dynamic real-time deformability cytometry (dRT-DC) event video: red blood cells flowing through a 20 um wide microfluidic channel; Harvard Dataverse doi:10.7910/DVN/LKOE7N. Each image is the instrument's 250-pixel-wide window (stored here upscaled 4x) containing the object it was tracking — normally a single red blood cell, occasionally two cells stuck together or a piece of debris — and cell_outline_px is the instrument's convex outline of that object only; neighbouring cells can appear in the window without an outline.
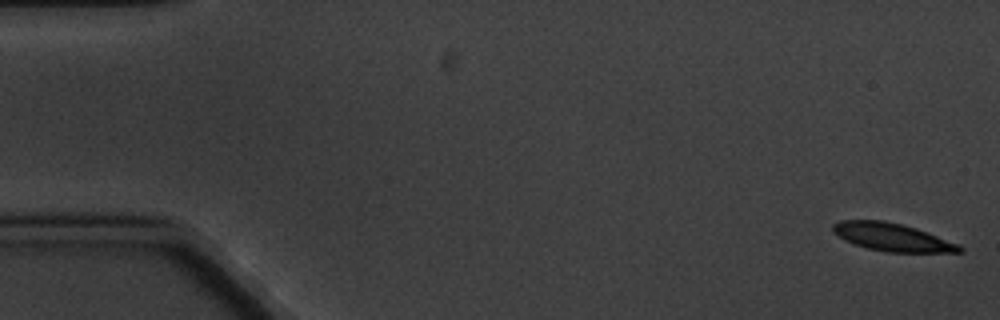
{"species": "common noctule bat (a hibernating species)", "species_latin": "Nyctalus noctula", "temperature_condition": "cold", "stored_images_in_passage": 5, "camera_frame_rate_fps": 3000, "um_per_image_px": 0.085, "animal": {"sex": "male", "body_mass_g": 20.1, "forearm_length_mm": 53.5}, "frame": {"image": 1, "passage_image": 1, "time_ms": 0.0, "image_size_px": [1000, 320], "cell_outline_px": [[964, 252], [884, 252], [868, 248], [844, 240], [832, 232], [832, 224], [840, 220], [884, 220], [916, 228], [928, 232], [960, 244], [964, 248]], "centroid_in_image_um": [75.85, 20.15], "position_along_channel_um": 9.2, "area_um2": 20.69}}
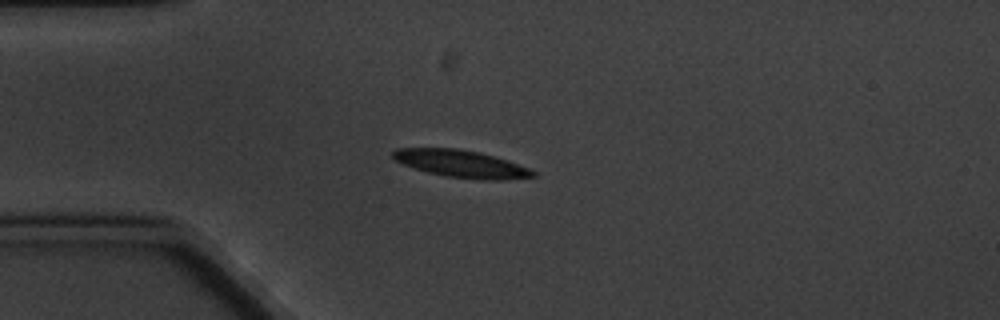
{"frame": {"image": 2, "passage_image": 5, "time_ms": 4.667, "image_size_px": [1000, 320], "cell_outline_px": [[536, 176], [508, 180], [484, 180], [448, 176], [428, 172], [412, 168], [396, 160], [392, 156], [392, 152], [396, 148], [456, 148], [480, 152], [508, 160], [528, 168], [536, 172]], "centroid_in_image_um": [39.23, 13.92], "position_along_channel_um": 45.8, "area_um2": 22.25}}